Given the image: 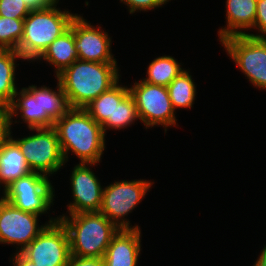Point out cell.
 Returning a JSON list of instances; mask_svg holds the SVG:
<instances>
[{"mask_svg": "<svg viewBox=\"0 0 266 266\" xmlns=\"http://www.w3.org/2000/svg\"><path fill=\"white\" fill-rule=\"evenodd\" d=\"M67 163L70 152L79 163L98 164L106 148V135L84 108H70L53 126Z\"/></svg>", "mask_w": 266, "mask_h": 266, "instance_id": "cell-1", "label": "cell"}, {"mask_svg": "<svg viewBox=\"0 0 266 266\" xmlns=\"http://www.w3.org/2000/svg\"><path fill=\"white\" fill-rule=\"evenodd\" d=\"M121 77L117 63L76 60L56 76L70 108H85Z\"/></svg>", "mask_w": 266, "mask_h": 266, "instance_id": "cell-2", "label": "cell"}, {"mask_svg": "<svg viewBox=\"0 0 266 266\" xmlns=\"http://www.w3.org/2000/svg\"><path fill=\"white\" fill-rule=\"evenodd\" d=\"M56 0L46 8L31 10L24 18L23 36L17 51L23 60L35 61L45 49L65 32L77 13L57 7Z\"/></svg>", "mask_w": 266, "mask_h": 266, "instance_id": "cell-3", "label": "cell"}, {"mask_svg": "<svg viewBox=\"0 0 266 266\" xmlns=\"http://www.w3.org/2000/svg\"><path fill=\"white\" fill-rule=\"evenodd\" d=\"M69 235L71 255L103 258L120 230L100 212L57 216Z\"/></svg>", "mask_w": 266, "mask_h": 266, "instance_id": "cell-4", "label": "cell"}, {"mask_svg": "<svg viewBox=\"0 0 266 266\" xmlns=\"http://www.w3.org/2000/svg\"><path fill=\"white\" fill-rule=\"evenodd\" d=\"M154 183L146 179L118 180L110 183L103 188L99 212L119 229H140L136 224L131 225L126 216L142 202Z\"/></svg>", "mask_w": 266, "mask_h": 266, "instance_id": "cell-5", "label": "cell"}, {"mask_svg": "<svg viewBox=\"0 0 266 266\" xmlns=\"http://www.w3.org/2000/svg\"><path fill=\"white\" fill-rule=\"evenodd\" d=\"M35 134L14 138L12 130L10 137L18 144L32 172L46 176L57 174L66 162L54 127L29 128Z\"/></svg>", "mask_w": 266, "mask_h": 266, "instance_id": "cell-6", "label": "cell"}, {"mask_svg": "<svg viewBox=\"0 0 266 266\" xmlns=\"http://www.w3.org/2000/svg\"><path fill=\"white\" fill-rule=\"evenodd\" d=\"M129 92L138 109L140 123H143L146 129L162 125L166 133L168 127L178 126L176 111L172 106L167 87L138 80L129 86Z\"/></svg>", "mask_w": 266, "mask_h": 266, "instance_id": "cell-7", "label": "cell"}, {"mask_svg": "<svg viewBox=\"0 0 266 266\" xmlns=\"http://www.w3.org/2000/svg\"><path fill=\"white\" fill-rule=\"evenodd\" d=\"M220 42L251 85L266 90V38L238 35Z\"/></svg>", "mask_w": 266, "mask_h": 266, "instance_id": "cell-8", "label": "cell"}, {"mask_svg": "<svg viewBox=\"0 0 266 266\" xmlns=\"http://www.w3.org/2000/svg\"><path fill=\"white\" fill-rule=\"evenodd\" d=\"M48 176L30 172L5 188V200L25 212L48 214L55 198V189Z\"/></svg>", "mask_w": 266, "mask_h": 266, "instance_id": "cell-9", "label": "cell"}, {"mask_svg": "<svg viewBox=\"0 0 266 266\" xmlns=\"http://www.w3.org/2000/svg\"><path fill=\"white\" fill-rule=\"evenodd\" d=\"M40 217L22 211L6 200L0 202V244H16V253H20L49 223L58 220V217H51L39 226Z\"/></svg>", "mask_w": 266, "mask_h": 266, "instance_id": "cell-10", "label": "cell"}, {"mask_svg": "<svg viewBox=\"0 0 266 266\" xmlns=\"http://www.w3.org/2000/svg\"><path fill=\"white\" fill-rule=\"evenodd\" d=\"M20 253L37 266H67L71 252L66 227L59 219L49 223Z\"/></svg>", "mask_w": 266, "mask_h": 266, "instance_id": "cell-11", "label": "cell"}, {"mask_svg": "<svg viewBox=\"0 0 266 266\" xmlns=\"http://www.w3.org/2000/svg\"><path fill=\"white\" fill-rule=\"evenodd\" d=\"M81 16L76 14L70 23L74 33V45L78 51V59L97 63H117L111 53V38L102 27L91 25Z\"/></svg>", "mask_w": 266, "mask_h": 266, "instance_id": "cell-12", "label": "cell"}, {"mask_svg": "<svg viewBox=\"0 0 266 266\" xmlns=\"http://www.w3.org/2000/svg\"><path fill=\"white\" fill-rule=\"evenodd\" d=\"M90 166L93 168L97 164L79 163L71 170L73 201L67 205V213L62 215L99 212L104 186Z\"/></svg>", "mask_w": 266, "mask_h": 266, "instance_id": "cell-13", "label": "cell"}, {"mask_svg": "<svg viewBox=\"0 0 266 266\" xmlns=\"http://www.w3.org/2000/svg\"><path fill=\"white\" fill-rule=\"evenodd\" d=\"M19 96V97H18ZM11 128L18 121L14 117H19L29 128H48L54 126V121L46 114L41 113L40 105V87L30 85L17 90L12 103L9 105ZM20 113V114H19Z\"/></svg>", "mask_w": 266, "mask_h": 266, "instance_id": "cell-14", "label": "cell"}, {"mask_svg": "<svg viewBox=\"0 0 266 266\" xmlns=\"http://www.w3.org/2000/svg\"><path fill=\"white\" fill-rule=\"evenodd\" d=\"M141 230L120 229L103 256L105 266H137L141 254Z\"/></svg>", "mask_w": 266, "mask_h": 266, "instance_id": "cell-15", "label": "cell"}, {"mask_svg": "<svg viewBox=\"0 0 266 266\" xmlns=\"http://www.w3.org/2000/svg\"><path fill=\"white\" fill-rule=\"evenodd\" d=\"M257 0H226V26L219 28V41L238 35H246L253 29Z\"/></svg>", "mask_w": 266, "mask_h": 266, "instance_id": "cell-16", "label": "cell"}, {"mask_svg": "<svg viewBox=\"0 0 266 266\" xmlns=\"http://www.w3.org/2000/svg\"><path fill=\"white\" fill-rule=\"evenodd\" d=\"M43 60L55 68V77L78 60V51L74 45V33L69 27L56 38L45 51L34 61Z\"/></svg>", "mask_w": 266, "mask_h": 266, "instance_id": "cell-17", "label": "cell"}, {"mask_svg": "<svg viewBox=\"0 0 266 266\" xmlns=\"http://www.w3.org/2000/svg\"><path fill=\"white\" fill-rule=\"evenodd\" d=\"M31 171L18 144L9 137L0 146V183L4 188Z\"/></svg>", "mask_w": 266, "mask_h": 266, "instance_id": "cell-18", "label": "cell"}, {"mask_svg": "<svg viewBox=\"0 0 266 266\" xmlns=\"http://www.w3.org/2000/svg\"><path fill=\"white\" fill-rule=\"evenodd\" d=\"M135 120H140L138 115V109L135 105V101L129 92L128 86H123L118 81L115 84V111L114 121H106L102 125L104 134L108 129L120 130L125 129L127 126L135 123Z\"/></svg>", "mask_w": 266, "mask_h": 266, "instance_id": "cell-19", "label": "cell"}, {"mask_svg": "<svg viewBox=\"0 0 266 266\" xmlns=\"http://www.w3.org/2000/svg\"><path fill=\"white\" fill-rule=\"evenodd\" d=\"M17 59L23 60L18 51L0 50V104L9 106L18 90L16 86Z\"/></svg>", "mask_w": 266, "mask_h": 266, "instance_id": "cell-20", "label": "cell"}, {"mask_svg": "<svg viewBox=\"0 0 266 266\" xmlns=\"http://www.w3.org/2000/svg\"><path fill=\"white\" fill-rule=\"evenodd\" d=\"M181 63L172 56H158L147 67L146 78L141 81L167 87L182 71Z\"/></svg>", "mask_w": 266, "mask_h": 266, "instance_id": "cell-21", "label": "cell"}, {"mask_svg": "<svg viewBox=\"0 0 266 266\" xmlns=\"http://www.w3.org/2000/svg\"><path fill=\"white\" fill-rule=\"evenodd\" d=\"M169 97L174 110L191 109L196 99V84L190 70L182 71L168 86Z\"/></svg>", "mask_w": 266, "mask_h": 266, "instance_id": "cell-22", "label": "cell"}, {"mask_svg": "<svg viewBox=\"0 0 266 266\" xmlns=\"http://www.w3.org/2000/svg\"><path fill=\"white\" fill-rule=\"evenodd\" d=\"M40 105L41 113H46L54 122L70 109L59 81L56 90L46 85L40 87Z\"/></svg>", "mask_w": 266, "mask_h": 266, "instance_id": "cell-23", "label": "cell"}, {"mask_svg": "<svg viewBox=\"0 0 266 266\" xmlns=\"http://www.w3.org/2000/svg\"><path fill=\"white\" fill-rule=\"evenodd\" d=\"M84 109L98 124L103 125L106 121H114L115 85L101 93Z\"/></svg>", "mask_w": 266, "mask_h": 266, "instance_id": "cell-24", "label": "cell"}, {"mask_svg": "<svg viewBox=\"0 0 266 266\" xmlns=\"http://www.w3.org/2000/svg\"><path fill=\"white\" fill-rule=\"evenodd\" d=\"M24 19L0 16V49L17 51L23 36Z\"/></svg>", "mask_w": 266, "mask_h": 266, "instance_id": "cell-25", "label": "cell"}, {"mask_svg": "<svg viewBox=\"0 0 266 266\" xmlns=\"http://www.w3.org/2000/svg\"><path fill=\"white\" fill-rule=\"evenodd\" d=\"M30 11L24 0H0V16L24 19Z\"/></svg>", "mask_w": 266, "mask_h": 266, "instance_id": "cell-26", "label": "cell"}, {"mask_svg": "<svg viewBox=\"0 0 266 266\" xmlns=\"http://www.w3.org/2000/svg\"><path fill=\"white\" fill-rule=\"evenodd\" d=\"M169 1L171 0H120L121 3L128 7L130 14H134L137 11L148 12L149 10H156Z\"/></svg>", "mask_w": 266, "mask_h": 266, "instance_id": "cell-27", "label": "cell"}, {"mask_svg": "<svg viewBox=\"0 0 266 266\" xmlns=\"http://www.w3.org/2000/svg\"><path fill=\"white\" fill-rule=\"evenodd\" d=\"M253 30L259 32L256 34L246 32V35L255 38H266V0H257Z\"/></svg>", "mask_w": 266, "mask_h": 266, "instance_id": "cell-28", "label": "cell"}, {"mask_svg": "<svg viewBox=\"0 0 266 266\" xmlns=\"http://www.w3.org/2000/svg\"><path fill=\"white\" fill-rule=\"evenodd\" d=\"M11 117L9 106L0 104V146L10 137Z\"/></svg>", "mask_w": 266, "mask_h": 266, "instance_id": "cell-29", "label": "cell"}, {"mask_svg": "<svg viewBox=\"0 0 266 266\" xmlns=\"http://www.w3.org/2000/svg\"><path fill=\"white\" fill-rule=\"evenodd\" d=\"M67 266H105L103 258L79 257L71 255Z\"/></svg>", "mask_w": 266, "mask_h": 266, "instance_id": "cell-30", "label": "cell"}, {"mask_svg": "<svg viewBox=\"0 0 266 266\" xmlns=\"http://www.w3.org/2000/svg\"><path fill=\"white\" fill-rule=\"evenodd\" d=\"M9 262L12 263V266H37L27 258H25L21 253H14L12 257H10Z\"/></svg>", "mask_w": 266, "mask_h": 266, "instance_id": "cell-31", "label": "cell"}, {"mask_svg": "<svg viewBox=\"0 0 266 266\" xmlns=\"http://www.w3.org/2000/svg\"><path fill=\"white\" fill-rule=\"evenodd\" d=\"M54 1L56 0H24L25 4L29 7L30 10L46 8Z\"/></svg>", "mask_w": 266, "mask_h": 266, "instance_id": "cell-32", "label": "cell"}, {"mask_svg": "<svg viewBox=\"0 0 266 266\" xmlns=\"http://www.w3.org/2000/svg\"><path fill=\"white\" fill-rule=\"evenodd\" d=\"M258 258L266 265V245H264V248L261 250Z\"/></svg>", "mask_w": 266, "mask_h": 266, "instance_id": "cell-33", "label": "cell"}, {"mask_svg": "<svg viewBox=\"0 0 266 266\" xmlns=\"http://www.w3.org/2000/svg\"><path fill=\"white\" fill-rule=\"evenodd\" d=\"M0 191L2 190V195H1V197H0V202H2V201H4L5 200V188H4V186H2V184L0 183ZM1 187H3V189H1Z\"/></svg>", "mask_w": 266, "mask_h": 266, "instance_id": "cell-34", "label": "cell"}, {"mask_svg": "<svg viewBox=\"0 0 266 266\" xmlns=\"http://www.w3.org/2000/svg\"><path fill=\"white\" fill-rule=\"evenodd\" d=\"M253 266H266L258 257L256 262H254Z\"/></svg>", "mask_w": 266, "mask_h": 266, "instance_id": "cell-35", "label": "cell"}]
</instances>
